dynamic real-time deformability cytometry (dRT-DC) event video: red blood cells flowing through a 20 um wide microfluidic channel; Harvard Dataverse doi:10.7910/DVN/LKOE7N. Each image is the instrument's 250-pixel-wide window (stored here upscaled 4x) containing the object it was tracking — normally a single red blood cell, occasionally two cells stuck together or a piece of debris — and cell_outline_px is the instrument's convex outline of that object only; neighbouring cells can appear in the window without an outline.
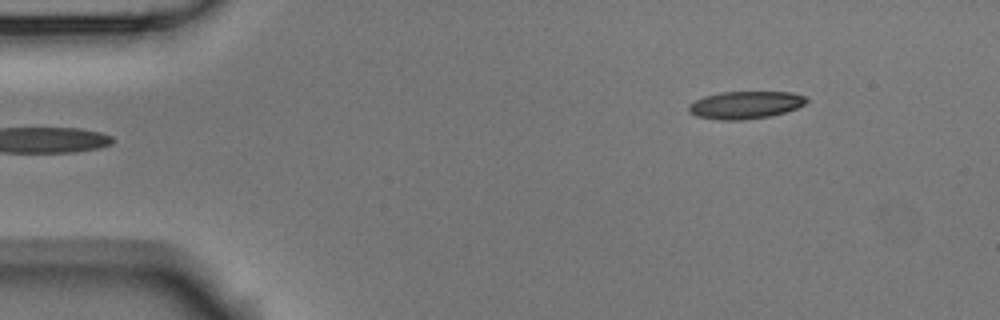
{"species": "Egyptian fruit bat (a non-hibernating species)", "species_latin": "Rousettus aegyptiacus", "temperature_condition": "room temperature", "stored_images_in_passage": 4, "segment_of_instrument_passage": [2, 2], "camera_frame_rate_fps": 3000, "um_per_image_px": 0.085, "animal": {"sex": "male"}, "frame": {"image": 1, "passage_image": 4, "time_ms": 1.0, "image_size_px": [1000, 320], "cell_outline_px": [[808, 100], [804, 104], [796, 108], [772, 116], [744, 120], [720, 120], [696, 116], [688, 112], [688, 104], [704, 96], [720, 92], [792, 92], [804, 96]], "centroid_in_image_um": [63.32, 8.93], "position_along_channel_um": 21.7, "area_um2": 18.96}}